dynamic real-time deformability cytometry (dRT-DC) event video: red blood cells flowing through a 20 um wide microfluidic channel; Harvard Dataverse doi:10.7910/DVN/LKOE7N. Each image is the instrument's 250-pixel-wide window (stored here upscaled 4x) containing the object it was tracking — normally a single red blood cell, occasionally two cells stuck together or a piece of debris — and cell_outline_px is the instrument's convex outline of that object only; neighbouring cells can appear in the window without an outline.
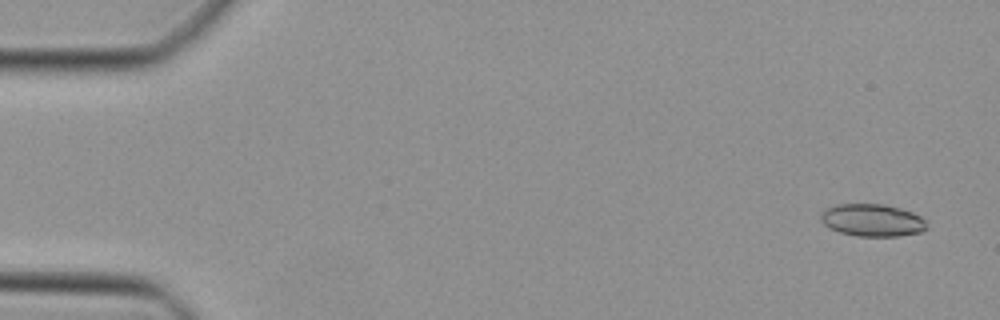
{"species": "Egyptian fruit bat (a non-hibernating species)", "species_latin": "Rousettus aegyptiacus", "temperature_condition": "cold", "stored_images_in_passage": 48, "camera_frame_rate_fps": 3000, "um_per_image_px": 0.085, "animal": {"sex": "female"}, "frame": {"image": 1, "passage_image": 3, "time_ms": 0.667, "image_size_px": [1000, 320], "cell_outline_px": [[928, 228], [920, 232], [896, 236], [856, 236], [840, 232], [828, 228], [820, 220], [820, 212], [824, 208], [836, 204], [884, 204], [900, 208], [912, 212], [920, 216], [924, 220]], "centroid_in_image_um": [74.09, 18.71], "position_along_channel_um": 10.9, "area_um2": 20.17}}
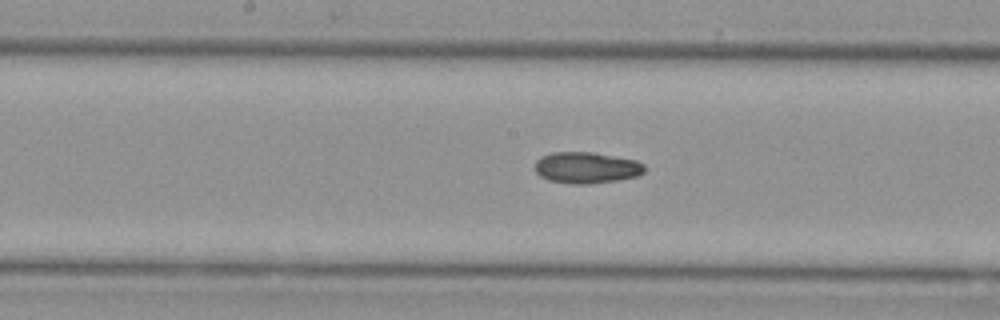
{"frame": {"image": 2, "passage_image": 25, "time_ms": 8.0, "image_size_px": [1000, 320], "cell_outline_px": [[644, 172], [636, 176], [620, 180], [588, 184], [572, 184], [548, 180], [540, 176], [536, 172], [536, 160], [540, 156], [552, 152], [592, 152], [636, 160], [644, 164]], "centroid_in_image_um": [49.84, 14.25], "position_along_channel_um": 198.4, "area_um2": 20.06}}
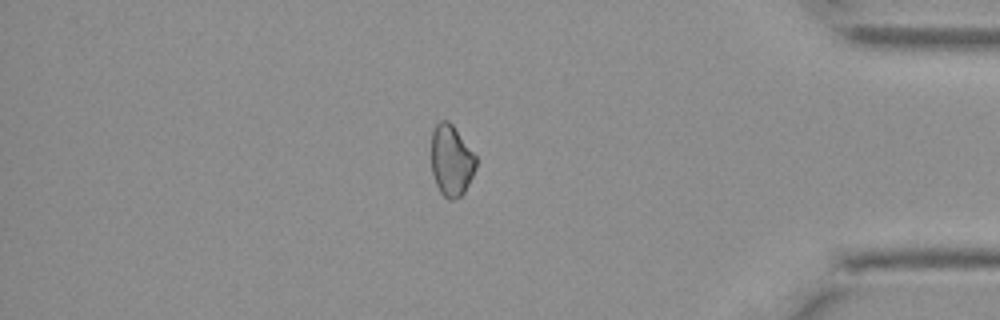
{"frame": {"image": 3, "passage_image": 41, "time_ms": 13.333, "image_size_px": [1000, 320], "cell_outline_px": [[476, 168], [464, 192], [460, 196], [452, 200], [448, 200], [440, 192], [436, 184], [432, 172], [432, 132], [436, 124], [440, 120], [448, 120], [452, 124], [476, 156]], "centroid_in_image_um": [38.36, 13.65], "position_along_channel_um": 396.8, "area_um2": 18.38}}